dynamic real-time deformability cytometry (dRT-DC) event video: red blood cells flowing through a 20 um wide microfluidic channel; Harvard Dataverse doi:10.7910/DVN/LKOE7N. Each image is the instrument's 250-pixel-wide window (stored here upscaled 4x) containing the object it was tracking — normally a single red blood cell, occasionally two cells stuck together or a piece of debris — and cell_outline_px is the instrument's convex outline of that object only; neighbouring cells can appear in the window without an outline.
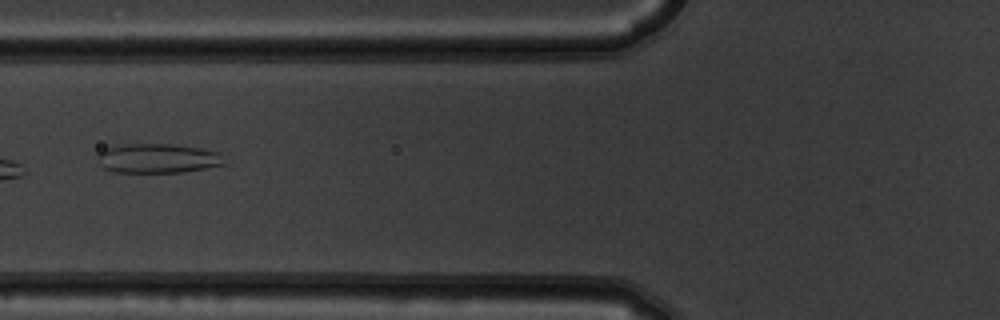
{"species": "common noctule bat (a hibernating species)", "species_latin": "Nyctalus noctula", "temperature_condition": "warm", "stored_images_in_passage": 9, "camera_frame_rate_fps": 3000, "um_per_image_px": 0.085, "animal": {"sex": "male", "body_mass_g": 19.5, "forearm_length_mm": 54.6}, "frame": {"image": 1, "passage_image": 6, "time_ms": 1.667, "image_size_px": [1000, 320], "cell_outline_px": [[224, 164], [184, 172], [112, 172], [104, 168], [100, 164], [96, 156], [100, 152], [108, 148], [128, 144], [168, 144], [200, 148], [216, 152]], "centroid_in_image_um": [13.33, 13.47], "position_along_channel_um": 112.5, "area_um2": 21.21}}
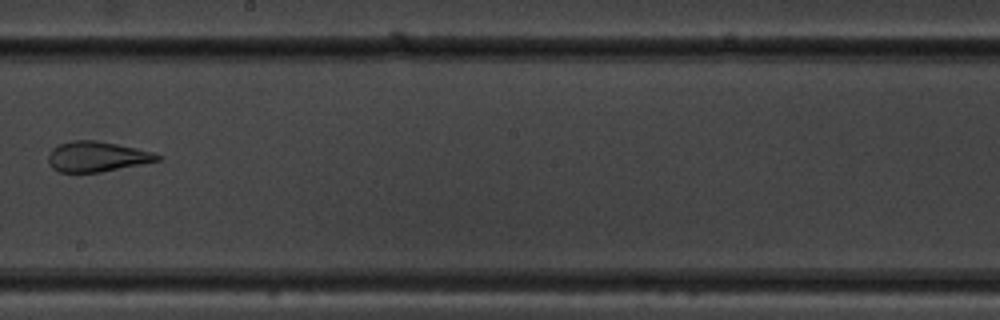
{"frame": {"image": 2, "passage_image": 9, "time_ms": 2.667, "image_size_px": [1000, 320], "cell_outline_px": [[164, 156], [160, 160], [100, 172], [60, 172], [52, 168], [48, 164], [48, 156], [52, 148], [60, 144], [72, 140], [96, 140], [136, 148], [152, 152]], "centroid_in_image_um": [8.22, 13.31], "position_along_channel_um": 240.0, "area_um2": 19.13}}